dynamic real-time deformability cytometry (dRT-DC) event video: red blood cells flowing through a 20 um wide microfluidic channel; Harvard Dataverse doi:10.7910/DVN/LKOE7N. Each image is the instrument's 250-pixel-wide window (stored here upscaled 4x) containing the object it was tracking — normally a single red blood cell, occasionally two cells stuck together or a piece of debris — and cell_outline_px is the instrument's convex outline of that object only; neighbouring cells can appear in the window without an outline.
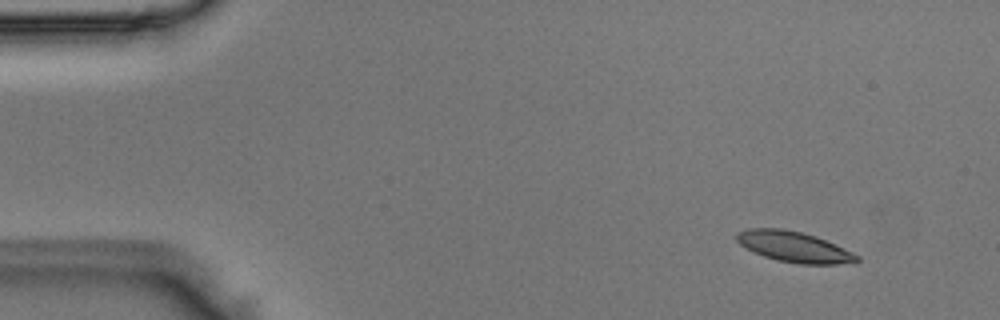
{"species": "Egyptian fruit bat (a non-hibernating species)", "species_latin": "Rousettus aegyptiacus", "temperature_condition": "room temperature", "stored_images_in_passage": 51, "camera_frame_rate_fps": 3000, "um_per_image_px": 0.085, "animal": {"sex": "male"}, "frame": {"image": 1, "passage_image": 5, "time_ms": 1.333, "image_size_px": [1000, 320], "cell_outline_px": [[860, 260], [856, 264], [800, 264], [776, 260], [764, 256], [740, 244], [736, 240], [736, 232], [748, 228], [784, 228], [816, 236], [852, 252], [860, 256]], "centroid_in_image_um": [67.53, 20.98], "position_along_channel_um": 17.5, "area_um2": 21.5}}
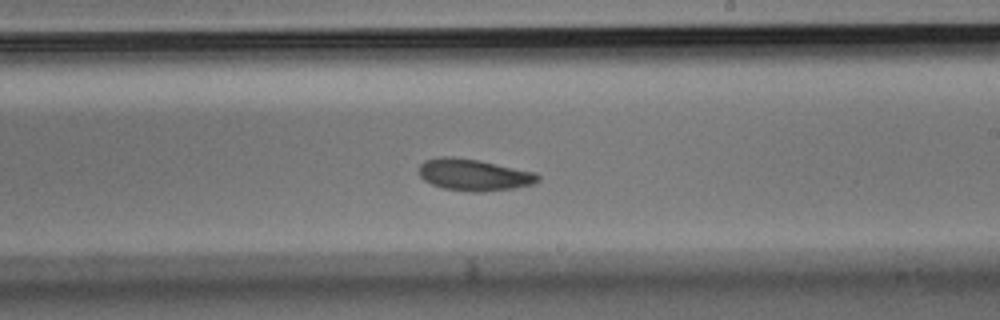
{"frame": {"image": 2, "passage_image": 30, "time_ms": 9.667, "image_size_px": [1000, 320], "cell_outline_px": [[540, 180], [532, 184], [516, 188], [480, 192], [468, 192], [444, 188], [432, 184], [424, 180], [420, 176], [420, 164], [424, 160], [440, 156], [452, 156], [480, 160], [536, 172], [540, 176]], "centroid_in_image_um": [40.3, 14.85], "position_along_channel_um": 248.7, "area_um2": 22.2}}
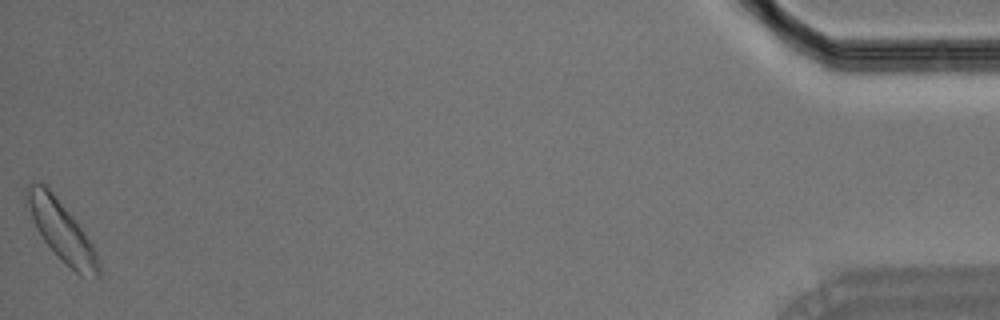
{"frame": {"image": 3, "passage_image": 51, "time_ms": 16.667, "image_size_px": [1000, 320], "cell_outline_px": [[100, 276], [80, 276], [44, 240], [36, 228], [24, 204], [24, 188], [32, 180], [40, 180], [52, 192], [72, 216], [84, 232], [92, 244], [96, 252], [100, 264]], "centroid_in_image_um": [5.15, 19.51], "position_along_channel_um": 430.0, "area_um2": 24.8}}